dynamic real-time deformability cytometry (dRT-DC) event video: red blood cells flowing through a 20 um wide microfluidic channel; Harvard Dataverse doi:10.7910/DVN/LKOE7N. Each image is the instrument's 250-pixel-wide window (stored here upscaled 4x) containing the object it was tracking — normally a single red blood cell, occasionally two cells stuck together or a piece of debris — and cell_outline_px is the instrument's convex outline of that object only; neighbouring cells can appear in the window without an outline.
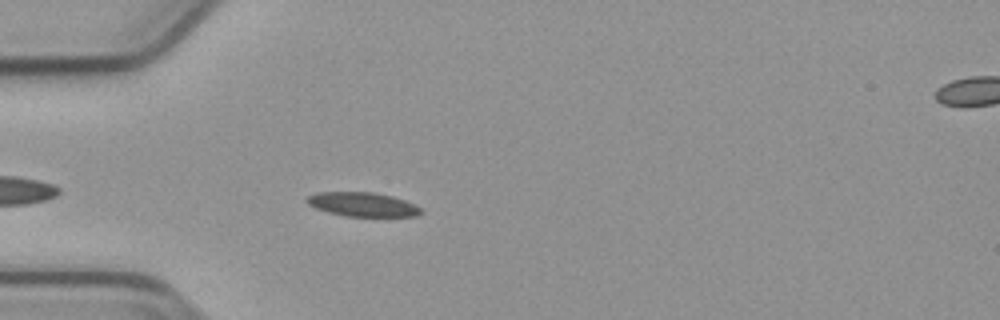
{"species": "common noctule bat (a hibernating species)", "species_latin": "Nyctalus noctula", "temperature_condition": "cold", "stored_images_in_passage": 45, "camera_frame_rate_fps": 3000, "um_per_image_px": 0.085, "animal": {"sex": "male", "body_mass_g": 23.1, "forearm_length_mm": 52.7}, "frame": {"image": 1, "passage_image": 6, "time_ms": 1.667, "image_size_px": [1000, 320], "cell_outline_px": [[424, 212], [416, 216], [344, 216], [328, 212], [316, 208], [308, 204], [304, 200], [308, 196], [316, 192], [372, 192], [392, 196], [416, 204], [424, 208]], "centroid_in_image_um": [30.85, 17.37], "position_along_channel_um": 54.2, "area_um2": 16.18}}
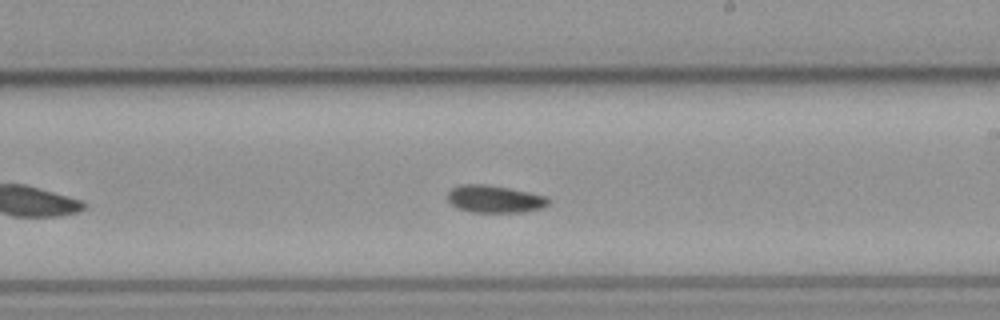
{"frame": {"image": 2, "passage_image": 22, "time_ms": 7.0, "image_size_px": [1000, 320], "cell_outline_px": [[548, 204], [544, 208], [524, 212], [472, 212], [456, 208], [448, 200], [448, 192], [452, 188], [460, 184], [484, 184], [508, 188], [544, 196], [548, 200]], "centroid_in_image_um": [42.01, 16.92], "position_along_channel_um": 247.0, "area_um2": 15.95}}
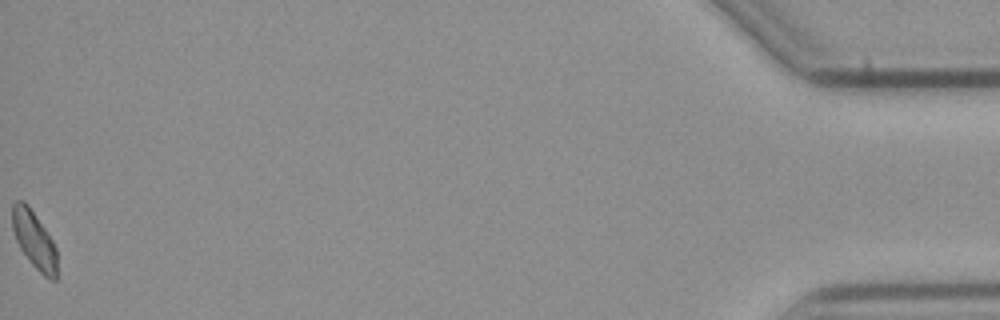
{"frame": {"image": 3, "passage_image": 45, "time_ms": 14.667, "image_size_px": [1000, 320], "cell_outline_px": [[56, 280], [52, 280], [44, 276], [28, 260], [20, 248], [16, 240], [12, 228], [12, 204], [16, 200], [24, 200], [28, 204], [52, 240], [56, 248]], "centroid_in_image_um": [2.88, 20.36], "position_along_channel_um": 432.3, "area_um2": 14.85}, "authors_computed_cell_mechanics": {"area_um2": 15.7794, "velocity_mm_per_s": 3.7712, "shape_relaxation_time_tau1_ms": 5.7414, "shape_relaxation_time_tau2_ms": null, "deformation_change_tau1": 0.1067, "deformation_change_tau2": null}}